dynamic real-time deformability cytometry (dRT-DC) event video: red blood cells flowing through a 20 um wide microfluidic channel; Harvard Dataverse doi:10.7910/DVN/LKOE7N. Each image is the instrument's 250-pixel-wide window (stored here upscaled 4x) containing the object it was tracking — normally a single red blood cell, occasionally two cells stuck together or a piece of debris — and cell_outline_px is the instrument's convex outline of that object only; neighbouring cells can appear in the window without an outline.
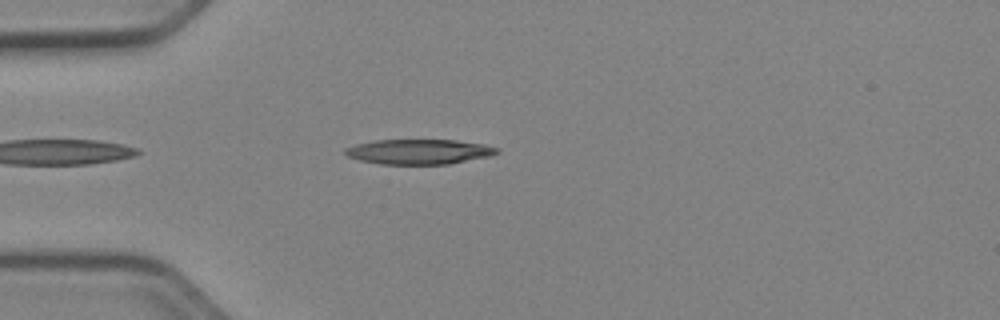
{"species": "Egyptian fruit bat (a non-hibernating species)", "species_latin": "Rousettus aegyptiacus", "temperature_condition": "cold", "stored_images_in_passage": 41, "camera_frame_rate_fps": 3000, "um_per_image_px": 0.085, "animal": {"sex": "female"}, "frame": {"image": 1, "passage_image": 4, "time_ms": 1.0, "image_size_px": [1000, 320], "cell_outline_px": [[500, 152], [492, 156], [448, 164], [380, 164], [360, 160], [348, 156], [344, 152], [344, 148], [356, 144], [376, 140], [456, 140], [484, 144], [500, 148]], "centroid_in_image_um": [35.66, 12.89], "position_along_channel_um": 49.3, "area_um2": 22.2}}
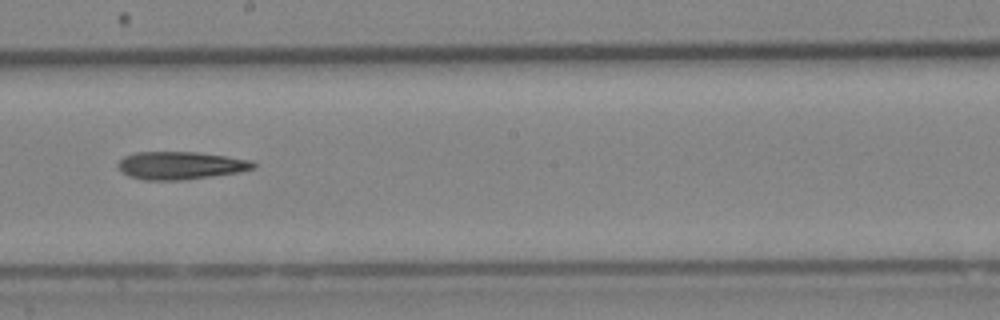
{"frame": {"image": 2, "passage_image": 19, "time_ms": 6.0, "image_size_px": [1000, 320], "cell_outline_px": [[256, 168], [240, 172], [184, 180], [144, 180], [128, 176], [116, 164], [124, 156], [136, 152], [196, 152], [252, 160], [256, 164]], "centroid_in_image_um": [15.36, 14.07], "position_along_channel_um": 232.8, "area_um2": 21.91}}
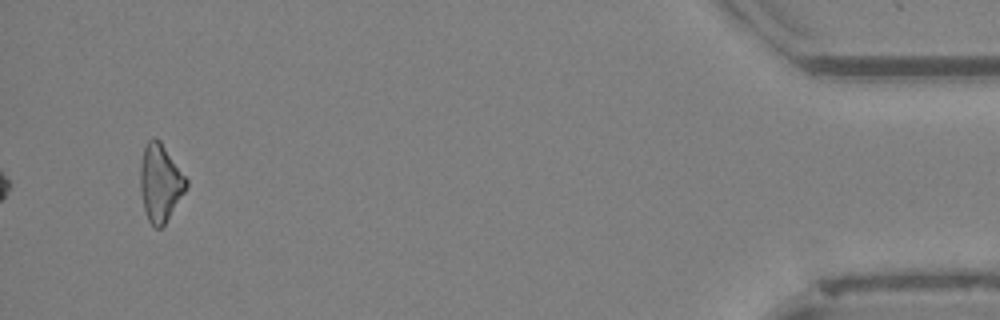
{"frame": {"image": 3, "passage_image": 39, "time_ms": 12.667, "image_size_px": [1000, 320], "cell_outline_px": [[188, 188], [164, 224], [160, 228], [156, 228], [148, 220], [144, 208], [140, 188], [140, 164], [144, 148], [148, 140], [160, 140], [188, 180]], "centroid_in_image_um": [13.63, 15.55], "position_along_channel_um": 421.6, "area_um2": 20.52}, "authors_computed_cell_mechanics": {"area_um2": 21.675, "velocity_mm_per_s": 3.9629, "shape_relaxation_time_tau1_ms": 6.2812, "shape_relaxation_time_tau2_ms": null, "deformation_change_tau1": 0.1561, "deformation_change_tau2": null}}